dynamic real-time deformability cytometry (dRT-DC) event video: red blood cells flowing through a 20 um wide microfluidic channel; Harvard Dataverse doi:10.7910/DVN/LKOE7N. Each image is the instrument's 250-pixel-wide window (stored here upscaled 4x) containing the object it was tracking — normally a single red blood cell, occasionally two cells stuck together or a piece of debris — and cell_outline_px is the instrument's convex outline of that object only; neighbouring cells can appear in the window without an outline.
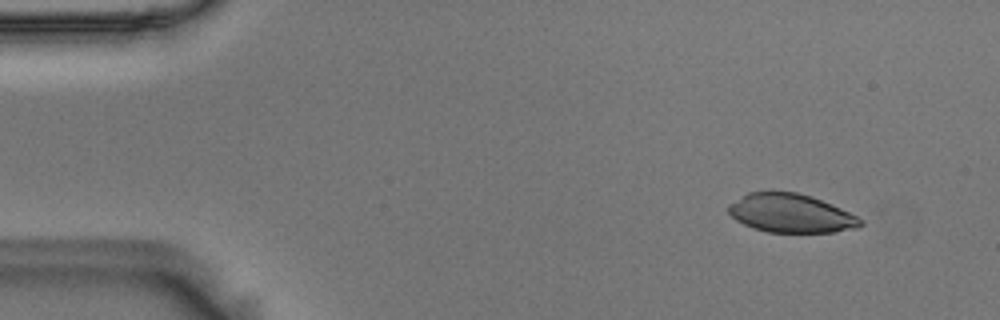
{"species": "Egyptian fruit bat (a non-hibernating species)", "species_latin": "Rousettus aegyptiacus", "temperature_condition": "room temperature", "stored_images_in_passage": 56, "camera_frame_rate_fps": 3000, "um_per_image_px": 0.085, "animal": {"sex": "male"}, "frame": {"image": 1, "passage_image": 6, "time_ms": 1.667, "image_size_px": [1000, 320], "cell_outline_px": [[864, 224], [860, 228], [836, 232], [768, 232], [752, 228], [736, 220], [728, 212], [728, 204], [748, 192], [796, 192], [812, 196], [832, 204], [864, 220]], "centroid_in_image_um": [67.25, 18.14], "position_along_channel_um": 17.8, "area_um2": 29.82}}
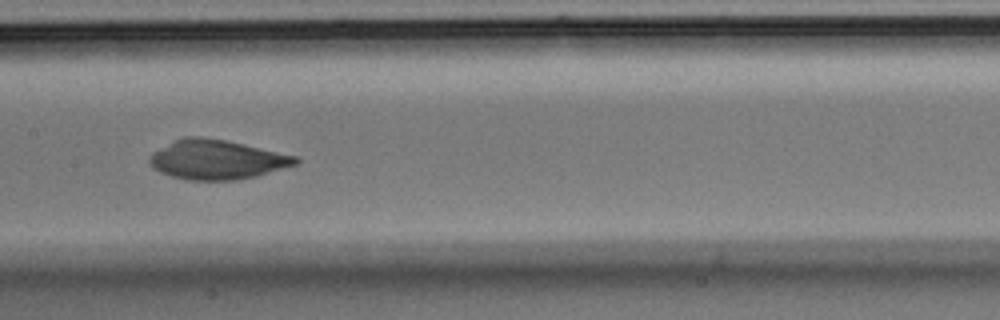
{"frame": {"image": 2, "passage_image": 28, "time_ms": 9.0, "image_size_px": [1000, 320], "cell_outline_px": [[300, 160], [296, 164], [256, 176], [236, 180], [188, 180], [172, 176], [160, 172], [152, 168], [148, 160], [152, 152], [184, 136], [200, 136], [224, 140], [244, 144], [296, 156]], "centroid_in_image_um": [18.4, 13.57], "position_along_channel_um": 189.0, "area_um2": 33.29}}
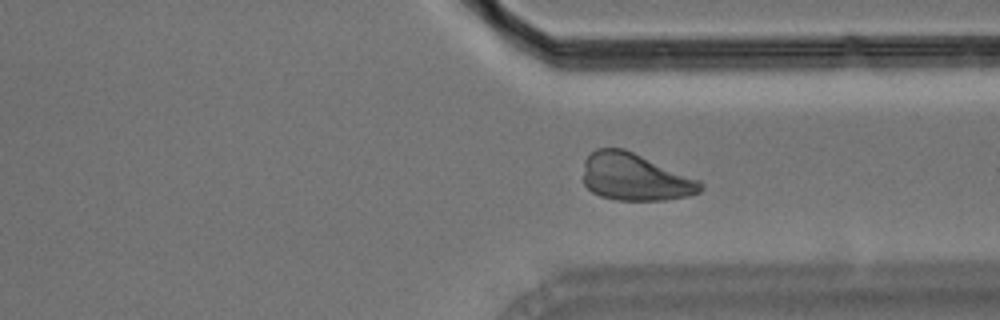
{"frame": {"image": 3, "passage_image": 42, "time_ms": 13.667, "image_size_px": [1000, 320], "cell_outline_px": [[704, 188], [700, 192], [688, 196], [668, 200], [616, 200], [600, 196], [592, 192], [584, 184], [584, 160], [596, 148], [624, 148], [700, 180], [704, 184]], "centroid_in_image_um": [53.99, 15.06], "position_along_channel_um": 357.4, "area_um2": 32.43}}